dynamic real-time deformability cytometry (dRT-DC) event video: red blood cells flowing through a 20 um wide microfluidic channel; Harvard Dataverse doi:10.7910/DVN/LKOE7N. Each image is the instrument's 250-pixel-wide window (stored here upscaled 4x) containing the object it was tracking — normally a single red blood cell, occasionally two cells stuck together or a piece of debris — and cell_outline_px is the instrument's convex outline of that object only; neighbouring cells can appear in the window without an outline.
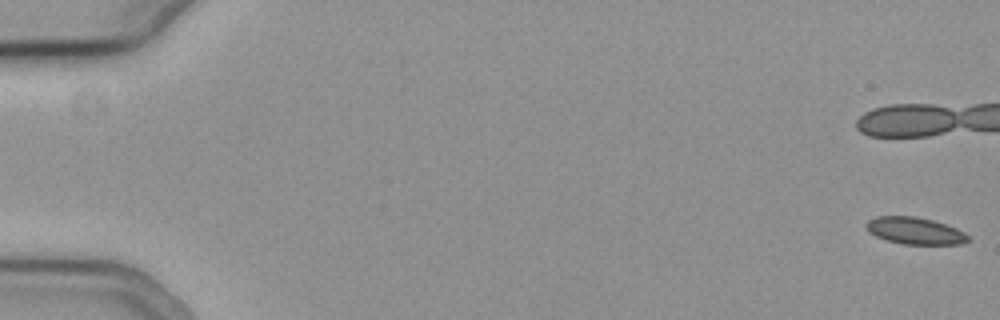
{"species": "common noctule bat (a hibernating species)", "species_latin": "Nyctalus noctula", "temperature_condition": "cold", "stored_images_in_passage": 16, "camera_frame_rate_fps": 3000, "um_per_image_px": 0.085, "animal": {"sex": "female", "body_mass_g": 19.3, "forearm_length_mm": 54.1}, "frame": {"image": 1, "passage_image": 1, "time_ms": 0.0, "image_size_px": [1000, 320], "cell_outline_px": [[972, 240], [964, 244], [904, 244], [888, 240], [876, 236], [868, 232], [864, 224], [868, 220], [876, 216], [916, 216], [932, 220], [956, 228], [964, 232]], "centroid_in_image_um": [77.77, 19.61], "position_along_channel_um": 7.2, "area_um2": 16.07}}